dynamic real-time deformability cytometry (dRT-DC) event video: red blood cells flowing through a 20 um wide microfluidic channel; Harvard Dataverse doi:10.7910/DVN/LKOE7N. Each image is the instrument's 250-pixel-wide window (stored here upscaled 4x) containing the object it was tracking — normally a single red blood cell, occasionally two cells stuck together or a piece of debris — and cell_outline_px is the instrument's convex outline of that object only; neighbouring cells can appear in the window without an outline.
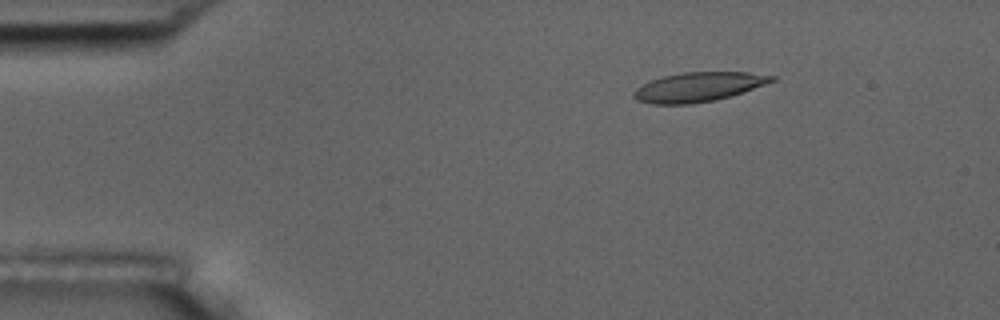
{"species": "common noctule bat (a hibernating species)", "species_latin": "Nyctalus noctula", "temperature_condition": "room temperature", "stored_images_in_passage": 54, "camera_frame_rate_fps": 3000, "um_per_image_px": 0.085, "animal": {"sex": "male", "body_mass_g": 17.5, "forearm_length_mm": 52.3}, "frame": {"image": 1, "passage_image": 8, "time_ms": 2.333, "image_size_px": [1000, 320], "cell_outline_px": [[776, 80], [732, 96], [716, 100], [692, 104], [652, 104], [636, 100], [632, 96], [632, 92], [636, 88], [652, 80], [664, 76], [684, 72], [748, 72], [776, 76]], "centroid_in_image_um": [59.36, 7.4], "position_along_channel_um": 25.6, "area_um2": 23.64}}
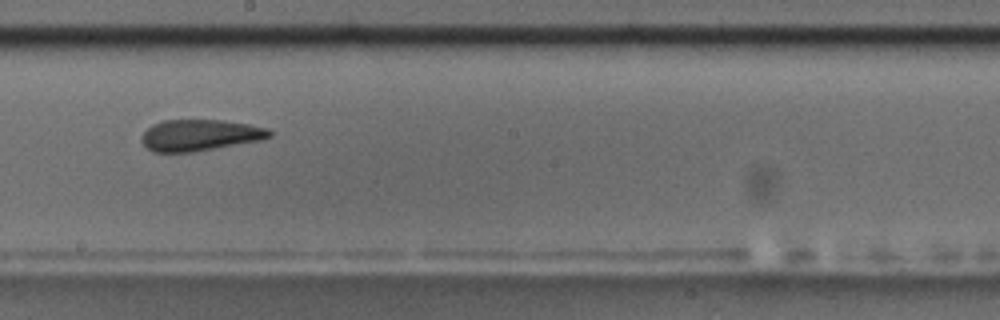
{"frame": {"image": 2, "passage_image": 30, "time_ms": 9.667, "image_size_px": [1000, 320], "cell_outline_px": [[272, 136], [260, 140], [196, 152], [152, 152], [140, 140], [140, 136], [152, 124], [164, 120], [220, 120], [248, 124], [268, 128], [272, 132]], "centroid_in_image_um": [16.97, 11.49], "position_along_channel_um": 231.2, "area_um2": 23.41}}
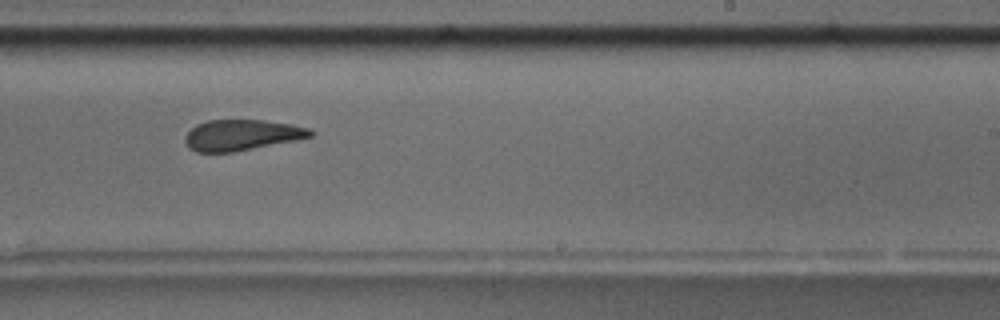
{"frame": {"image": 3, "passage_image": 33, "time_ms": 10.667, "image_size_px": [1000, 320], "cell_outline_px": [[316, 132], [312, 136], [296, 140], [232, 152], [196, 152], [188, 148], [184, 140], [184, 136], [196, 124], [208, 120], [264, 120], [292, 124], [312, 128]], "centroid_in_image_um": [20.56, 11.47], "position_along_channel_um": 268.4, "area_um2": 22.66}, "authors_computed_cell_mechanics": {"area_um2": 23.8714, "velocity_mm_per_s": 3.7259, "shape_relaxation_time_tau1_ms": 11.0176, "shape_relaxation_time_tau2_ms": 2.0624, "deformation_change_tau1": 0.2244, "deformation_change_tau2": 0.1023}}